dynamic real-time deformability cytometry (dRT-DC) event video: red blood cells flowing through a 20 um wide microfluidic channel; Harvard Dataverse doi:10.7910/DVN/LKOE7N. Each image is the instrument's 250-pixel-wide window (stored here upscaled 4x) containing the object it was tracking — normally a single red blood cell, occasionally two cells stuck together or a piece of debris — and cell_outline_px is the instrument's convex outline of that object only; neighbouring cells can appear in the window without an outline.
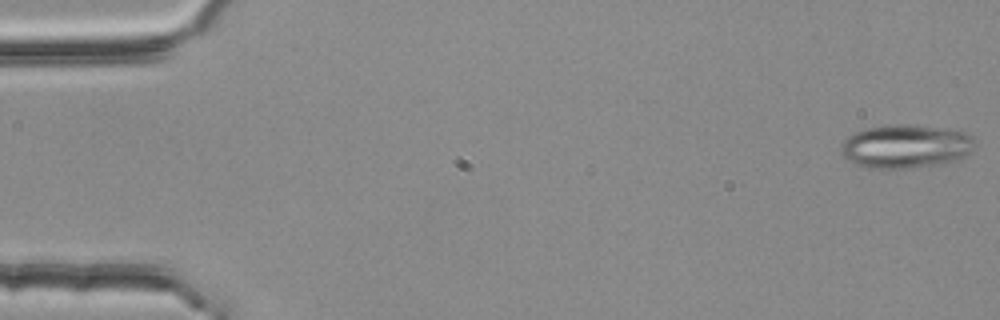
{"species": "common noctule bat (a hibernating species)", "species_latin": "Nyctalus noctula", "temperature_condition": "room temperature", "stored_images_in_passage": 3, "camera_frame_rate_fps": 3000, "um_per_image_px": 0.085, "animal": {"sex": "female", "body_mass_g": 25.1}, "frame": {"image": 1, "passage_image": 1, "time_ms": 0.0, "image_size_px": [1000, 320], "cell_outline_px": [[972, 144], [968, 152], [964, 156], [956, 160], [944, 164], [908, 168], [872, 168], [856, 164], [848, 160], [840, 152], [840, 148], [844, 140], [848, 136], [856, 132], [868, 128], [884, 124], [904, 124], [940, 128], [968, 132], [972, 136]], "centroid_in_image_um": [76.95, 12.44], "position_along_channel_um": 8.0, "area_um2": 33.76}}